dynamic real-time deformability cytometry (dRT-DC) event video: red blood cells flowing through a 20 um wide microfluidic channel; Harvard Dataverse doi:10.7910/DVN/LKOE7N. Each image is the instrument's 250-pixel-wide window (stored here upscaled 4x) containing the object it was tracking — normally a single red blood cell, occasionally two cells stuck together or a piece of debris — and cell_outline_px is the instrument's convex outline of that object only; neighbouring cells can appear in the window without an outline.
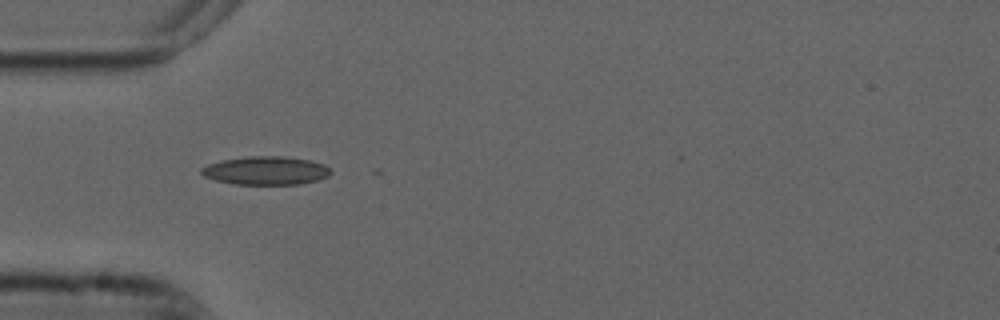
{"species": "common noctule bat (a hibernating species)", "species_latin": "Nyctalus noctula", "temperature_condition": "cold", "stored_images_in_passage": 7, "camera_frame_rate_fps": 3000, "um_per_image_px": 0.085, "animal": {"sex": "male", "forearm_length_mm": 52.5}, "frame": {"image": 1, "passage_image": 1, "time_ms": 0.0, "image_size_px": [1000, 320], "cell_outline_px": [[332, 172], [328, 176], [316, 180], [300, 184], [232, 184], [216, 180], [204, 176], [200, 172], [200, 168], [208, 164], [224, 160], [248, 156], [284, 156], [308, 160], [324, 164]], "centroid_in_image_um": [22.58, 14.5], "position_along_channel_um": 62.4, "area_um2": 21.27}}
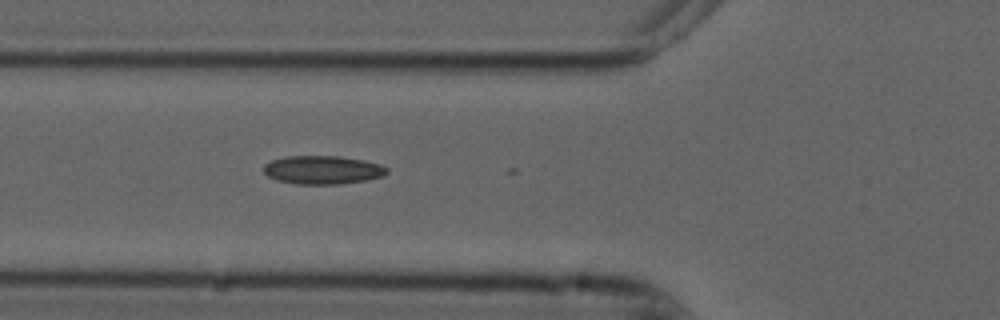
{"frame": {"image": 2, "passage_image": 4, "time_ms": 1.0, "image_size_px": [1000, 320], "cell_outline_px": [[388, 172], [384, 176], [364, 180], [336, 184], [296, 184], [276, 180], [268, 176], [264, 172], [264, 164], [272, 160], [284, 156], [340, 156], [364, 160], [380, 164], [388, 168]], "centroid_in_image_um": [27.42, 14.43], "position_along_channel_um": 98.4, "area_um2": 20.46}}